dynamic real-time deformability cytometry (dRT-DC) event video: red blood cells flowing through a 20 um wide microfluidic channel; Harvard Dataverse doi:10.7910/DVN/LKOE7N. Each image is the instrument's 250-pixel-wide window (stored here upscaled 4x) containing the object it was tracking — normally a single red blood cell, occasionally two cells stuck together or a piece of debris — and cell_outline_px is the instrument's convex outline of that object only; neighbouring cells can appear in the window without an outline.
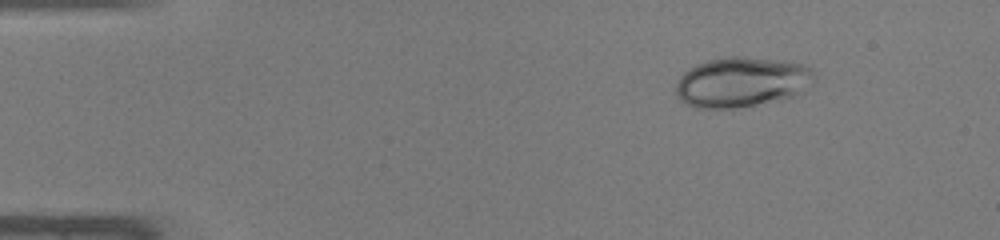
{"species": "common noctule bat (a hibernating species)", "species_latin": "Nyctalus noctula", "temperature_condition": "warm", "stored_images_in_passage": 41, "camera_frame_rate_fps": 3000, "um_per_image_px": 0.085, "animal": {"sex": "male", "body_mass_g": 19.0, "forearm_length_mm": 50.8}, "frame": {"image": 1, "passage_image": 1, "time_ms": 0.0, "image_size_px": [1000, 240], "cell_outline_px": [[816, 80], [796, 92], [788, 96], [736, 108], [696, 108], [680, 100], [676, 92], [676, 84], [680, 76], [688, 68], [696, 64], [708, 60], [728, 56], [740, 56], [784, 60], [804, 64], [812, 68], [816, 76]], "centroid_in_image_um": [63.0, 6.94], "position_along_channel_um": 22.0, "area_um2": 40.0}}
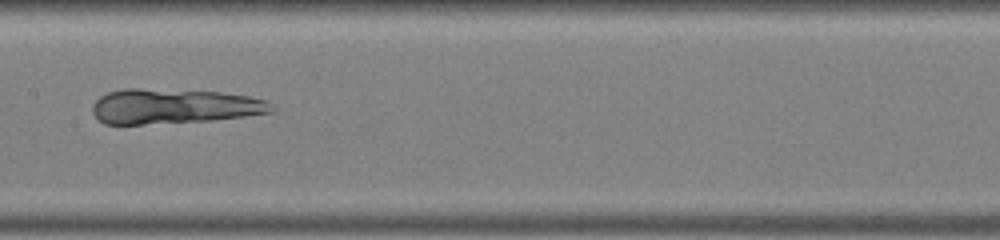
{"frame": {"image": 2, "passage_image": 19, "time_ms": 6.0, "image_size_px": [1000, 240], "cell_outline_px": [[276, 108], [272, 112], [244, 116], [212, 120], [140, 124], [104, 124], [92, 112], [92, 104], [100, 96], [108, 92], [124, 88], [136, 88], [220, 92], [248, 96], [268, 100]], "centroid_in_image_um": [14.79, 9.03], "position_along_channel_um": 192.6, "area_um2": 36.41}}
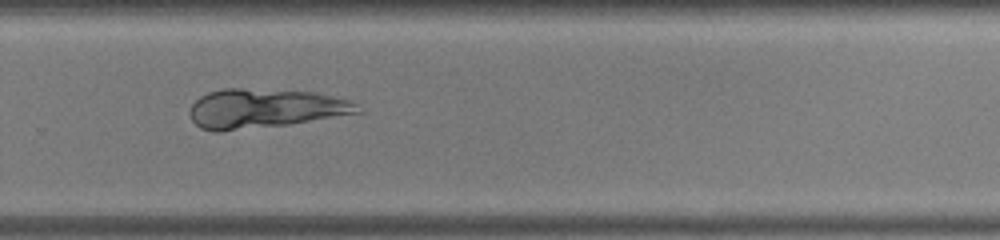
{"frame": {"image": 3, "passage_image": 27, "time_ms": 8.667, "image_size_px": [1000, 240], "cell_outline_px": [[360, 112], [288, 124], [220, 132], [212, 132], [200, 128], [192, 120], [188, 112], [192, 104], [200, 96], [208, 92], [224, 88], [240, 88], [316, 92], [348, 100], [356, 104]], "centroid_in_image_um": [22.4, 9.22], "position_along_channel_um": 307.4, "area_um2": 38.15}}